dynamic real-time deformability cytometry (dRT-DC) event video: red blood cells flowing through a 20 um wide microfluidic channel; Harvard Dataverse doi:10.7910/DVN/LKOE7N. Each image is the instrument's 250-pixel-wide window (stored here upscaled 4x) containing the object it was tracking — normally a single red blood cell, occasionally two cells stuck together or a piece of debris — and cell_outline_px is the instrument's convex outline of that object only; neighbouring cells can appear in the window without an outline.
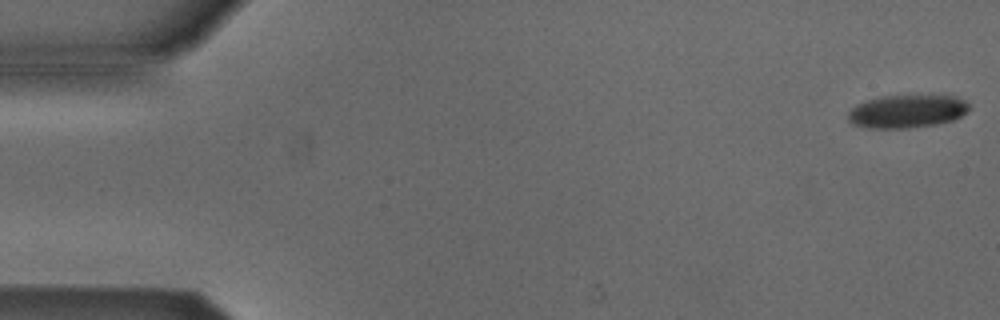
{"species": "Egyptian fruit bat (a non-hibernating species)", "species_latin": "Rousettus aegyptiacus", "temperature_condition": "cold", "stored_images_in_passage": 4, "camera_frame_rate_fps": 3000, "um_per_image_px": 0.085, "animal": {"sex": "male"}, "frame": {"image": 1, "passage_image": 1, "time_ms": 0.0, "image_size_px": [1000, 320], "cell_outline_px": [[972, 108], [968, 112], [952, 120], [936, 124], [908, 128], [868, 128], [852, 124], [848, 120], [848, 112], [856, 104], [880, 96], [956, 96], [964, 100]], "centroid_in_image_um": [77.09, 9.47], "position_along_channel_um": 7.9, "area_um2": 23.29}}